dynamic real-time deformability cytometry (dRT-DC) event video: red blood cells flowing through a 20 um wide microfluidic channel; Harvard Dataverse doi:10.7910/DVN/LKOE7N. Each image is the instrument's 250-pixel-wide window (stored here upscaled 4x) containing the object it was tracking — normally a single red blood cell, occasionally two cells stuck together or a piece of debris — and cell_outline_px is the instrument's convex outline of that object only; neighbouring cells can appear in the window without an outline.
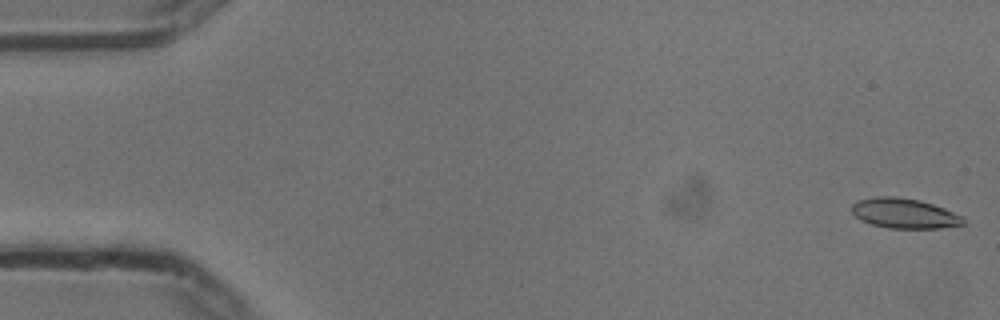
{"species": "common noctule bat (a hibernating species)", "species_latin": "Nyctalus noctula", "temperature_condition": "cold", "stored_images_in_passage": 13, "camera_frame_rate_fps": 3000, "um_per_image_px": 0.085, "animal": {"sex": "male", "body_mass_g": 13.3}, "frame": {"image": 1, "passage_image": 1, "time_ms": 0.0, "image_size_px": [1000, 320], "cell_outline_px": [[964, 224], [940, 228], [888, 228], [872, 224], [860, 220], [852, 212], [852, 204], [860, 200], [876, 196], [896, 196], [920, 200], [944, 208], [964, 216]], "centroid_in_image_um": [76.88, 18.13], "position_along_channel_um": 8.1, "area_um2": 19.48}}